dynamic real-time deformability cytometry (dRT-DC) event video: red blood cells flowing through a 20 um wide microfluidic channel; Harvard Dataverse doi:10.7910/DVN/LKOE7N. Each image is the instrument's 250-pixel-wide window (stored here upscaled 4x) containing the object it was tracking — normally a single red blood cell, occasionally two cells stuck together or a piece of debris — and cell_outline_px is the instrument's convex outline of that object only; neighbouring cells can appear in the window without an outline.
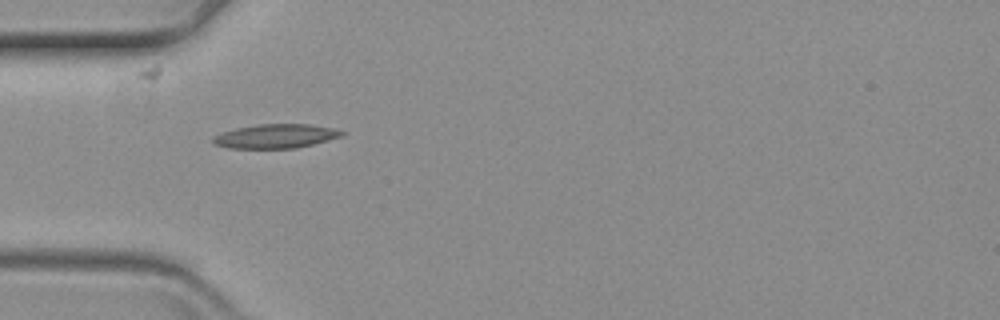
{"species": "common noctule bat (a hibernating species)", "species_latin": "Nyctalus noctula", "temperature_condition": "warm", "stored_images_in_passage": 26, "camera_frame_rate_fps": 3000, "um_per_image_px": 0.085, "animal": {"sex": "female", "body_mass_g": 19.3, "forearm_length_mm": 54.1}, "frame": {"image": 1, "passage_image": 1, "time_ms": 0.0, "image_size_px": [1000, 320], "cell_outline_px": [[344, 136], [296, 148], [228, 148], [216, 144], [212, 140], [212, 136], [236, 128], [260, 124], [308, 124], [332, 128], [344, 132]], "centroid_in_image_um": [23.44, 11.57], "position_along_channel_um": 61.6, "area_um2": 17.86}}